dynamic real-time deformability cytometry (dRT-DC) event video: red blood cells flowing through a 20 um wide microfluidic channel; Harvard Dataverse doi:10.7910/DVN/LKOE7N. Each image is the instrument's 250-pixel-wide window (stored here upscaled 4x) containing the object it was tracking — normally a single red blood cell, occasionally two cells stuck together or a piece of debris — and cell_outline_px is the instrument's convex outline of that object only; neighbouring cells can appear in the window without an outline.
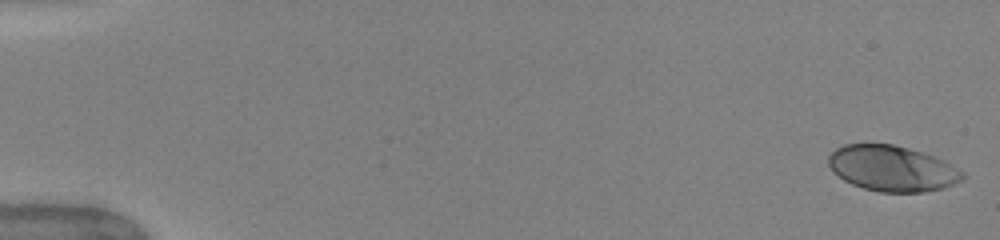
{"species": "human", "species_latin": "Homo sapiens", "temperature_condition": "warm", "stored_images_in_passage": 51, "camera_frame_rate_fps": 3000, "um_per_image_px": 0.085, "donor": {"sex": "female"}, "frame": {"image": 1, "passage_image": 1, "time_ms": 0.0, "image_size_px": [1000, 240], "cell_outline_px": [[968, 176], [944, 188], [924, 192], [880, 192], [864, 188], [852, 184], [844, 180], [832, 172], [828, 164], [828, 156], [836, 148], [844, 144], [892, 144], [908, 148], [936, 156], [944, 160], [964, 172]], "centroid_in_image_um": [75.84, 14.32], "position_along_channel_um": 9.2, "area_um2": 35.84}}
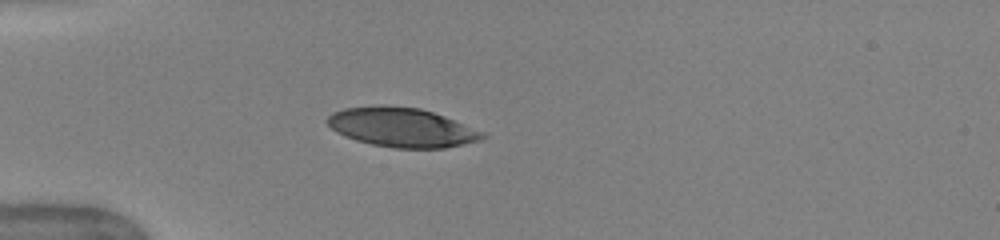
{"frame": {"image": 2, "passage_image": 15, "time_ms": 4.667, "image_size_px": [1000, 240], "cell_outline_px": [[488, 136], [480, 140], [444, 148], [392, 148], [372, 144], [356, 140], [344, 136], [336, 132], [324, 120], [332, 112], [344, 108], [380, 104], [420, 108], [444, 116], [488, 132]], "centroid_in_image_um": [34.16, 10.82], "position_along_channel_um": 50.8, "area_um2": 35.89}}
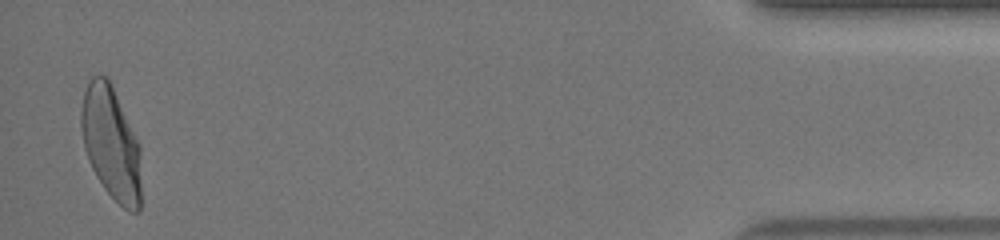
{"frame": {"image": 3, "passage_image": 50, "time_ms": 16.333, "image_size_px": [1000, 240], "cell_outline_px": [[140, 212], [128, 212], [104, 188], [96, 176], [92, 168], [84, 148], [80, 128], [80, 112], [84, 92], [88, 80], [92, 76], [108, 76], [140, 144]], "centroid_in_image_um": [9.43, 12.14], "position_along_channel_um": 425.8, "area_um2": 39.77}, "authors_computed_cell_mechanics": {"area_um2": 37.2232, "velocity_mm_per_s": 3.9991, "shape_relaxation_time_tau1_ms": 3.7234, "shape_relaxation_time_tau2_ms": null, "deformation_change_tau1": 0.1938, "deformation_change_tau2": null}}